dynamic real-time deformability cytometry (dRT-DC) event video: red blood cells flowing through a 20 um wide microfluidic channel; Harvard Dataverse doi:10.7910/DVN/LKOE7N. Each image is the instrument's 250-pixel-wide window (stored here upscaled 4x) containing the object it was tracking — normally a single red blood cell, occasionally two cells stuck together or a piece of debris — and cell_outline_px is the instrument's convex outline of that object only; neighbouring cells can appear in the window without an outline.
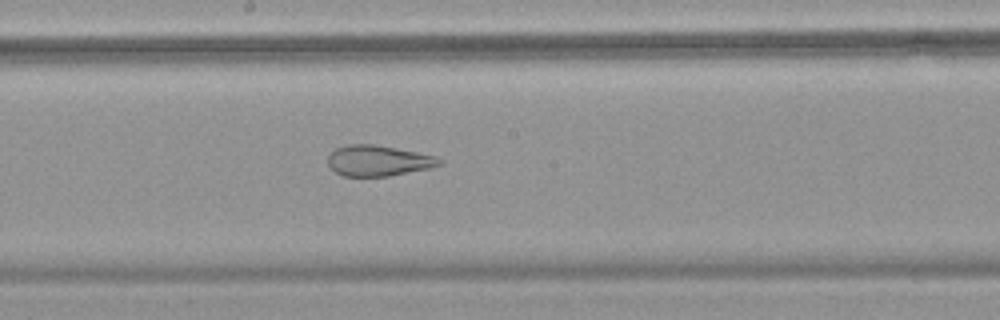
{"species": "common noctule bat (a hibernating species)", "species_latin": "Nyctalus noctula", "temperature_condition": "warm", "stored_images_in_passage": 44, "camera_frame_rate_fps": 3000, "um_per_image_px": 0.085, "animal": {"sex": "female", "body_mass_g": 18.4}, "frame": {"image": 1, "passage_image": 26, "time_ms": 8.333, "image_size_px": [1000, 320], "cell_outline_px": [[444, 164], [432, 168], [388, 176], [340, 176], [328, 164], [328, 156], [336, 148], [348, 144], [372, 144], [396, 148], [436, 156], [444, 160]], "centroid_in_image_um": [32.19, 13.66], "position_along_channel_um": 216.0, "area_um2": 20.06}}